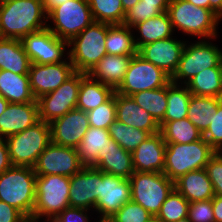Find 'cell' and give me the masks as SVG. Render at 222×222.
Segmentation results:
<instances>
[{"instance_id": "obj_1", "label": "cell", "mask_w": 222, "mask_h": 222, "mask_svg": "<svg viewBox=\"0 0 222 222\" xmlns=\"http://www.w3.org/2000/svg\"><path fill=\"white\" fill-rule=\"evenodd\" d=\"M45 28L43 0H0V38L22 40Z\"/></svg>"}, {"instance_id": "obj_2", "label": "cell", "mask_w": 222, "mask_h": 222, "mask_svg": "<svg viewBox=\"0 0 222 222\" xmlns=\"http://www.w3.org/2000/svg\"><path fill=\"white\" fill-rule=\"evenodd\" d=\"M36 173L31 167L12 166L0 175V200L31 219L36 200Z\"/></svg>"}, {"instance_id": "obj_3", "label": "cell", "mask_w": 222, "mask_h": 222, "mask_svg": "<svg viewBox=\"0 0 222 222\" xmlns=\"http://www.w3.org/2000/svg\"><path fill=\"white\" fill-rule=\"evenodd\" d=\"M167 13L174 31L181 30L186 35L205 40L217 38L221 18L212 10L196 7L187 0H171Z\"/></svg>"}, {"instance_id": "obj_4", "label": "cell", "mask_w": 222, "mask_h": 222, "mask_svg": "<svg viewBox=\"0 0 222 222\" xmlns=\"http://www.w3.org/2000/svg\"><path fill=\"white\" fill-rule=\"evenodd\" d=\"M70 177L61 175H37L36 200L29 222H48L70 207ZM40 219V220H39Z\"/></svg>"}, {"instance_id": "obj_5", "label": "cell", "mask_w": 222, "mask_h": 222, "mask_svg": "<svg viewBox=\"0 0 222 222\" xmlns=\"http://www.w3.org/2000/svg\"><path fill=\"white\" fill-rule=\"evenodd\" d=\"M215 153L204 138L189 144L166 143L163 173L175 182L189 171L205 168Z\"/></svg>"}, {"instance_id": "obj_6", "label": "cell", "mask_w": 222, "mask_h": 222, "mask_svg": "<svg viewBox=\"0 0 222 222\" xmlns=\"http://www.w3.org/2000/svg\"><path fill=\"white\" fill-rule=\"evenodd\" d=\"M106 36L107 23L94 21L68 42V57L76 72L87 74L107 54Z\"/></svg>"}, {"instance_id": "obj_7", "label": "cell", "mask_w": 222, "mask_h": 222, "mask_svg": "<svg viewBox=\"0 0 222 222\" xmlns=\"http://www.w3.org/2000/svg\"><path fill=\"white\" fill-rule=\"evenodd\" d=\"M13 166L31 167L51 143L50 125L39 120L24 131L5 138Z\"/></svg>"}, {"instance_id": "obj_8", "label": "cell", "mask_w": 222, "mask_h": 222, "mask_svg": "<svg viewBox=\"0 0 222 222\" xmlns=\"http://www.w3.org/2000/svg\"><path fill=\"white\" fill-rule=\"evenodd\" d=\"M129 181L131 200L153 216H157L167 196L174 189V182L160 172L135 171Z\"/></svg>"}, {"instance_id": "obj_9", "label": "cell", "mask_w": 222, "mask_h": 222, "mask_svg": "<svg viewBox=\"0 0 222 222\" xmlns=\"http://www.w3.org/2000/svg\"><path fill=\"white\" fill-rule=\"evenodd\" d=\"M208 39L185 43L171 82L185 85L195 75L211 67H222V50Z\"/></svg>"}, {"instance_id": "obj_10", "label": "cell", "mask_w": 222, "mask_h": 222, "mask_svg": "<svg viewBox=\"0 0 222 222\" xmlns=\"http://www.w3.org/2000/svg\"><path fill=\"white\" fill-rule=\"evenodd\" d=\"M50 19V20H49ZM47 28L59 39L70 41L93 22L88 0H68L47 15Z\"/></svg>"}, {"instance_id": "obj_11", "label": "cell", "mask_w": 222, "mask_h": 222, "mask_svg": "<svg viewBox=\"0 0 222 222\" xmlns=\"http://www.w3.org/2000/svg\"><path fill=\"white\" fill-rule=\"evenodd\" d=\"M170 81L171 77L162 69L136 54L132 56L124 79L115 92L131 96L140 91L159 89Z\"/></svg>"}, {"instance_id": "obj_12", "label": "cell", "mask_w": 222, "mask_h": 222, "mask_svg": "<svg viewBox=\"0 0 222 222\" xmlns=\"http://www.w3.org/2000/svg\"><path fill=\"white\" fill-rule=\"evenodd\" d=\"M85 75L83 72H75L59 88L36 99L39 120L49 124L75 109L81 79Z\"/></svg>"}, {"instance_id": "obj_13", "label": "cell", "mask_w": 222, "mask_h": 222, "mask_svg": "<svg viewBox=\"0 0 222 222\" xmlns=\"http://www.w3.org/2000/svg\"><path fill=\"white\" fill-rule=\"evenodd\" d=\"M21 42L31 63L55 64L65 61L67 58L64 57L69 56L66 50L68 41L59 39L48 28L30 33Z\"/></svg>"}, {"instance_id": "obj_14", "label": "cell", "mask_w": 222, "mask_h": 222, "mask_svg": "<svg viewBox=\"0 0 222 222\" xmlns=\"http://www.w3.org/2000/svg\"><path fill=\"white\" fill-rule=\"evenodd\" d=\"M83 167L76 148L59 146L51 142L39 155L33 170L36 175L71 177Z\"/></svg>"}, {"instance_id": "obj_15", "label": "cell", "mask_w": 222, "mask_h": 222, "mask_svg": "<svg viewBox=\"0 0 222 222\" xmlns=\"http://www.w3.org/2000/svg\"><path fill=\"white\" fill-rule=\"evenodd\" d=\"M131 201L129 179L103 173L100 170V188L96 206L93 209L98 218H111L126 202Z\"/></svg>"}, {"instance_id": "obj_16", "label": "cell", "mask_w": 222, "mask_h": 222, "mask_svg": "<svg viewBox=\"0 0 222 222\" xmlns=\"http://www.w3.org/2000/svg\"><path fill=\"white\" fill-rule=\"evenodd\" d=\"M69 59L55 64L32 63L28 72L30 89L35 99L59 88L74 73Z\"/></svg>"}, {"instance_id": "obj_17", "label": "cell", "mask_w": 222, "mask_h": 222, "mask_svg": "<svg viewBox=\"0 0 222 222\" xmlns=\"http://www.w3.org/2000/svg\"><path fill=\"white\" fill-rule=\"evenodd\" d=\"M49 125L53 144L73 148L80 145L90 127L87 112L77 108L65 113Z\"/></svg>"}, {"instance_id": "obj_18", "label": "cell", "mask_w": 222, "mask_h": 222, "mask_svg": "<svg viewBox=\"0 0 222 222\" xmlns=\"http://www.w3.org/2000/svg\"><path fill=\"white\" fill-rule=\"evenodd\" d=\"M100 188V170L84 166L70 177L69 202L72 208H95Z\"/></svg>"}, {"instance_id": "obj_19", "label": "cell", "mask_w": 222, "mask_h": 222, "mask_svg": "<svg viewBox=\"0 0 222 222\" xmlns=\"http://www.w3.org/2000/svg\"><path fill=\"white\" fill-rule=\"evenodd\" d=\"M173 37L148 43L137 50L139 56L162 69L170 77L178 68L186 43V41Z\"/></svg>"}, {"instance_id": "obj_20", "label": "cell", "mask_w": 222, "mask_h": 222, "mask_svg": "<svg viewBox=\"0 0 222 222\" xmlns=\"http://www.w3.org/2000/svg\"><path fill=\"white\" fill-rule=\"evenodd\" d=\"M38 121L37 102L9 103L0 115V138L20 133Z\"/></svg>"}, {"instance_id": "obj_21", "label": "cell", "mask_w": 222, "mask_h": 222, "mask_svg": "<svg viewBox=\"0 0 222 222\" xmlns=\"http://www.w3.org/2000/svg\"><path fill=\"white\" fill-rule=\"evenodd\" d=\"M166 143L162 134L150 135L133 152L132 160L135 171L163 173Z\"/></svg>"}, {"instance_id": "obj_22", "label": "cell", "mask_w": 222, "mask_h": 222, "mask_svg": "<svg viewBox=\"0 0 222 222\" xmlns=\"http://www.w3.org/2000/svg\"><path fill=\"white\" fill-rule=\"evenodd\" d=\"M103 173L129 179L135 172L132 153L124 150L115 140H111L103 153H98L97 159L90 165Z\"/></svg>"}, {"instance_id": "obj_23", "label": "cell", "mask_w": 222, "mask_h": 222, "mask_svg": "<svg viewBox=\"0 0 222 222\" xmlns=\"http://www.w3.org/2000/svg\"><path fill=\"white\" fill-rule=\"evenodd\" d=\"M116 119L128 126L151 135L160 132V126L149 112L140 107L131 96H125L116 92Z\"/></svg>"}, {"instance_id": "obj_24", "label": "cell", "mask_w": 222, "mask_h": 222, "mask_svg": "<svg viewBox=\"0 0 222 222\" xmlns=\"http://www.w3.org/2000/svg\"><path fill=\"white\" fill-rule=\"evenodd\" d=\"M132 56L134 55L106 54L87 75L95 81L116 89L124 79Z\"/></svg>"}, {"instance_id": "obj_25", "label": "cell", "mask_w": 222, "mask_h": 222, "mask_svg": "<svg viewBox=\"0 0 222 222\" xmlns=\"http://www.w3.org/2000/svg\"><path fill=\"white\" fill-rule=\"evenodd\" d=\"M174 188L190 203L212 199L215 194L205 168L189 171L174 182Z\"/></svg>"}, {"instance_id": "obj_26", "label": "cell", "mask_w": 222, "mask_h": 222, "mask_svg": "<svg viewBox=\"0 0 222 222\" xmlns=\"http://www.w3.org/2000/svg\"><path fill=\"white\" fill-rule=\"evenodd\" d=\"M31 64L21 40L0 38V70L28 75Z\"/></svg>"}, {"instance_id": "obj_27", "label": "cell", "mask_w": 222, "mask_h": 222, "mask_svg": "<svg viewBox=\"0 0 222 222\" xmlns=\"http://www.w3.org/2000/svg\"><path fill=\"white\" fill-rule=\"evenodd\" d=\"M132 29H137L136 31L140 34L139 36L134 35V42L137 50L141 46L157 40L170 38L174 34L172 23L167 11L156 17L136 24Z\"/></svg>"}, {"instance_id": "obj_28", "label": "cell", "mask_w": 222, "mask_h": 222, "mask_svg": "<svg viewBox=\"0 0 222 222\" xmlns=\"http://www.w3.org/2000/svg\"><path fill=\"white\" fill-rule=\"evenodd\" d=\"M0 94L9 103L37 102L31 89L29 75L0 70Z\"/></svg>"}, {"instance_id": "obj_29", "label": "cell", "mask_w": 222, "mask_h": 222, "mask_svg": "<svg viewBox=\"0 0 222 222\" xmlns=\"http://www.w3.org/2000/svg\"><path fill=\"white\" fill-rule=\"evenodd\" d=\"M114 93L113 87L95 81L86 74L81 79L76 108L88 112L108 101Z\"/></svg>"}, {"instance_id": "obj_30", "label": "cell", "mask_w": 222, "mask_h": 222, "mask_svg": "<svg viewBox=\"0 0 222 222\" xmlns=\"http://www.w3.org/2000/svg\"><path fill=\"white\" fill-rule=\"evenodd\" d=\"M111 140L108 129L90 126L76 148L80 162L84 166H90Z\"/></svg>"}, {"instance_id": "obj_31", "label": "cell", "mask_w": 222, "mask_h": 222, "mask_svg": "<svg viewBox=\"0 0 222 222\" xmlns=\"http://www.w3.org/2000/svg\"><path fill=\"white\" fill-rule=\"evenodd\" d=\"M159 126L165 143L189 144L203 138V133L189 118L161 121Z\"/></svg>"}, {"instance_id": "obj_32", "label": "cell", "mask_w": 222, "mask_h": 222, "mask_svg": "<svg viewBox=\"0 0 222 222\" xmlns=\"http://www.w3.org/2000/svg\"><path fill=\"white\" fill-rule=\"evenodd\" d=\"M185 85L193 95L222 98V67L205 69Z\"/></svg>"}, {"instance_id": "obj_33", "label": "cell", "mask_w": 222, "mask_h": 222, "mask_svg": "<svg viewBox=\"0 0 222 222\" xmlns=\"http://www.w3.org/2000/svg\"><path fill=\"white\" fill-rule=\"evenodd\" d=\"M124 24H107L106 50L109 55H136L134 32Z\"/></svg>"}, {"instance_id": "obj_34", "label": "cell", "mask_w": 222, "mask_h": 222, "mask_svg": "<svg viewBox=\"0 0 222 222\" xmlns=\"http://www.w3.org/2000/svg\"><path fill=\"white\" fill-rule=\"evenodd\" d=\"M221 101L222 98L192 94L187 109V118L204 133L210 125L212 114L217 111Z\"/></svg>"}, {"instance_id": "obj_35", "label": "cell", "mask_w": 222, "mask_h": 222, "mask_svg": "<svg viewBox=\"0 0 222 222\" xmlns=\"http://www.w3.org/2000/svg\"><path fill=\"white\" fill-rule=\"evenodd\" d=\"M191 93L186 85L169 82L167 84V109L162 121L187 118Z\"/></svg>"}, {"instance_id": "obj_36", "label": "cell", "mask_w": 222, "mask_h": 222, "mask_svg": "<svg viewBox=\"0 0 222 222\" xmlns=\"http://www.w3.org/2000/svg\"><path fill=\"white\" fill-rule=\"evenodd\" d=\"M132 99L159 124L167 109V85L159 89L140 91L131 95Z\"/></svg>"}, {"instance_id": "obj_37", "label": "cell", "mask_w": 222, "mask_h": 222, "mask_svg": "<svg viewBox=\"0 0 222 222\" xmlns=\"http://www.w3.org/2000/svg\"><path fill=\"white\" fill-rule=\"evenodd\" d=\"M108 130L110 137L130 153L151 135L148 131L133 128L117 119L109 126Z\"/></svg>"}, {"instance_id": "obj_38", "label": "cell", "mask_w": 222, "mask_h": 222, "mask_svg": "<svg viewBox=\"0 0 222 222\" xmlns=\"http://www.w3.org/2000/svg\"><path fill=\"white\" fill-rule=\"evenodd\" d=\"M95 22L123 24L126 12L121 0H88Z\"/></svg>"}, {"instance_id": "obj_39", "label": "cell", "mask_w": 222, "mask_h": 222, "mask_svg": "<svg viewBox=\"0 0 222 222\" xmlns=\"http://www.w3.org/2000/svg\"><path fill=\"white\" fill-rule=\"evenodd\" d=\"M188 207L189 202L174 188L156 217L163 222H176L188 216Z\"/></svg>"}, {"instance_id": "obj_40", "label": "cell", "mask_w": 222, "mask_h": 222, "mask_svg": "<svg viewBox=\"0 0 222 222\" xmlns=\"http://www.w3.org/2000/svg\"><path fill=\"white\" fill-rule=\"evenodd\" d=\"M87 117L91 127L109 129L116 120V92L108 101L88 111Z\"/></svg>"}, {"instance_id": "obj_41", "label": "cell", "mask_w": 222, "mask_h": 222, "mask_svg": "<svg viewBox=\"0 0 222 222\" xmlns=\"http://www.w3.org/2000/svg\"><path fill=\"white\" fill-rule=\"evenodd\" d=\"M168 10V6H148L140 5V1L128 11H126L123 24L133 28L136 24L156 17Z\"/></svg>"}, {"instance_id": "obj_42", "label": "cell", "mask_w": 222, "mask_h": 222, "mask_svg": "<svg viewBox=\"0 0 222 222\" xmlns=\"http://www.w3.org/2000/svg\"><path fill=\"white\" fill-rule=\"evenodd\" d=\"M153 215L132 200L126 202L110 219L113 222H148Z\"/></svg>"}, {"instance_id": "obj_43", "label": "cell", "mask_w": 222, "mask_h": 222, "mask_svg": "<svg viewBox=\"0 0 222 222\" xmlns=\"http://www.w3.org/2000/svg\"><path fill=\"white\" fill-rule=\"evenodd\" d=\"M210 125L203 133V138L216 152H222V101L218 109L212 114Z\"/></svg>"}, {"instance_id": "obj_44", "label": "cell", "mask_w": 222, "mask_h": 222, "mask_svg": "<svg viewBox=\"0 0 222 222\" xmlns=\"http://www.w3.org/2000/svg\"><path fill=\"white\" fill-rule=\"evenodd\" d=\"M188 218L191 222H215L212 199L190 202Z\"/></svg>"}, {"instance_id": "obj_45", "label": "cell", "mask_w": 222, "mask_h": 222, "mask_svg": "<svg viewBox=\"0 0 222 222\" xmlns=\"http://www.w3.org/2000/svg\"><path fill=\"white\" fill-rule=\"evenodd\" d=\"M215 195L222 196V152H216L205 166Z\"/></svg>"}, {"instance_id": "obj_46", "label": "cell", "mask_w": 222, "mask_h": 222, "mask_svg": "<svg viewBox=\"0 0 222 222\" xmlns=\"http://www.w3.org/2000/svg\"><path fill=\"white\" fill-rule=\"evenodd\" d=\"M89 211L87 209L69 207L48 222H89L90 217L87 214Z\"/></svg>"}, {"instance_id": "obj_47", "label": "cell", "mask_w": 222, "mask_h": 222, "mask_svg": "<svg viewBox=\"0 0 222 222\" xmlns=\"http://www.w3.org/2000/svg\"><path fill=\"white\" fill-rule=\"evenodd\" d=\"M0 222H29L15 207L0 200Z\"/></svg>"}, {"instance_id": "obj_48", "label": "cell", "mask_w": 222, "mask_h": 222, "mask_svg": "<svg viewBox=\"0 0 222 222\" xmlns=\"http://www.w3.org/2000/svg\"><path fill=\"white\" fill-rule=\"evenodd\" d=\"M12 166L7 143L0 138V175Z\"/></svg>"}, {"instance_id": "obj_49", "label": "cell", "mask_w": 222, "mask_h": 222, "mask_svg": "<svg viewBox=\"0 0 222 222\" xmlns=\"http://www.w3.org/2000/svg\"><path fill=\"white\" fill-rule=\"evenodd\" d=\"M215 222H222V196L215 195L212 198Z\"/></svg>"}, {"instance_id": "obj_50", "label": "cell", "mask_w": 222, "mask_h": 222, "mask_svg": "<svg viewBox=\"0 0 222 222\" xmlns=\"http://www.w3.org/2000/svg\"><path fill=\"white\" fill-rule=\"evenodd\" d=\"M68 0H43V8L48 15L54 8L64 4Z\"/></svg>"}, {"instance_id": "obj_51", "label": "cell", "mask_w": 222, "mask_h": 222, "mask_svg": "<svg viewBox=\"0 0 222 222\" xmlns=\"http://www.w3.org/2000/svg\"><path fill=\"white\" fill-rule=\"evenodd\" d=\"M209 9L222 18V0H209Z\"/></svg>"}, {"instance_id": "obj_52", "label": "cell", "mask_w": 222, "mask_h": 222, "mask_svg": "<svg viewBox=\"0 0 222 222\" xmlns=\"http://www.w3.org/2000/svg\"><path fill=\"white\" fill-rule=\"evenodd\" d=\"M171 0H140V5L169 6Z\"/></svg>"}, {"instance_id": "obj_53", "label": "cell", "mask_w": 222, "mask_h": 222, "mask_svg": "<svg viewBox=\"0 0 222 222\" xmlns=\"http://www.w3.org/2000/svg\"><path fill=\"white\" fill-rule=\"evenodd\" d=\"M140 0H121L124 11H128L130 8L134 7Z\"/></svg>"}, {"instance_id": "obj_54", "label": "cell", "mask_w": 222, "mask_h": 222, "mask_svg": "<svg viewBox=\"0 0 222 222\" xmlns=\"http://www.w3.org/2000/svg\"><path fill=\"white\" fill-rule=\"evenodd\" d=\"M196 7H202L209 9V0H187Z\"/></svg>"}, {"instance_id": "obj_55", "label": "cell", "mask_w": 222, "mask_h": 222, "mask_svg": "<svg viewBox=\"0 0 222 222\" xmlns=\"http://www.w3.org/2000/svg\"><path fill=\"white\" fill-rule=\"evenodd\" d=\"M9 102L0 94V115L4 113Z\"/></svg>"}, {"instance_id": "obj_56", "label": "cell", "mask_w": 222, "mask_h": 222, "mask_svg": "<svg viewBox=\"0 0 222 222\" xmlns=\"http://www.w3.org/2000/svg\"><path fill=\"white\" fill-rule=\"evenodd\" d=\"M148 222H163V221L158 219L156 216H153Z\"/></svg>"}, {"instance_id": "obj_57", "label": "cell", "mask_w": 222, "mask_h": 222, "mask_svg": "<svg viewBox=\"0 0 222 222\" xmlns=\"http://www.w3.org/2000/svg\"><path fill=\"white\" fill-rule=\"evenodd\" d=\"M98 222H113L110 218H99Z\"/></svg>"}, {"instance_id": "obj_58", "label": "cell", "mask_w": 222, "mask_h": 222, "mask_svg": "<svg viewBox=\"0 0 222 222\" xmlns=\"http://www.w3.org/2000/svg\"><path fill=\"white\" fill-rule=\"evenodd\" d=\"M176 222H191V221L189 220V218H188V216H187V217H185V218H182V219H180V220H177Z\"/></svg>"}]
</instances>
